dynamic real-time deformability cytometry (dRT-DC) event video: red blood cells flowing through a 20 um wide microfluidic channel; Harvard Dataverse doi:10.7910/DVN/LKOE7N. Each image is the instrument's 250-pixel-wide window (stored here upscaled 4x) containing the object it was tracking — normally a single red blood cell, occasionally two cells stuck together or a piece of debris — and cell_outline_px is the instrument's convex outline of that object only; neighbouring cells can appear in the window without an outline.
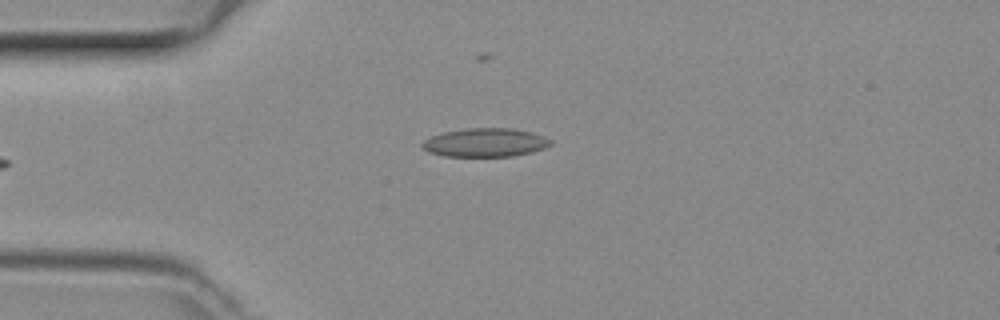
{"species": "common noctule bat (a hibernating species)", "species_latin": "Nyctalus noctula", "temperature_condition": "room temperature", "stored_images_in_passage": 39, "camera_frame_rate_fps": 3000, "um_per_image_px": 0.085, "animal": {"sex": "female", "body_mass_g": 29.2, "forearm_length_mm": 56.3}, "frame": {"image": 1, "passage_image": 2, "time_ms": 0.333, "image_size_px": [1000, 320], "cell_outline_px": [[552, 144], [544, 148], [532, 152], [512, 156], [444, 156], [428, 152], [420, 144], [424, 140], [432, 136], [444, 132], [468, 128], [512, 128], [532, 132], [544, 136], [552, 140]], "centroid_in_image_um": [41.26, 12.11], "position_along_channel_um": 43.7, "area_um2": 21.39}}
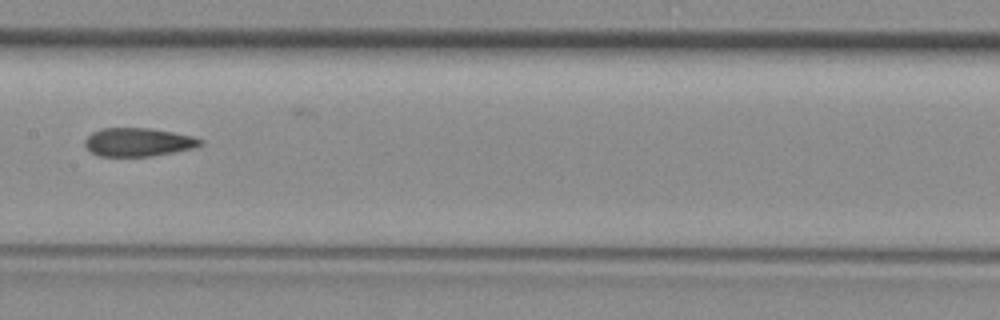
{"frame": {"image": 2, "passage_image": 14, "time_ms": 4.333, "image_size_px": [1000, 320], "cell_outline_px": [[204, 144], [192, 148], [152, 156], [100, 156], [92, 152], [84, 144], [84, 140], [92, 132], [100, 128], [148, 128], [172, 132], [192, 136], [204, 140]], "centroid_in_image_um": [11.74, 12.07], "position_along_channel_um": 195.7, "area_um2": 19.02}}
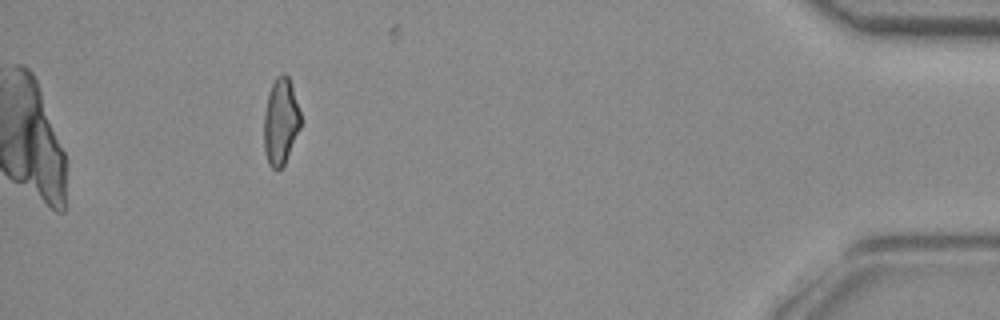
{"frame": {"image": 3, "passage_image": 34, "time_ms": 11.0, "image_size_px": [1000, 320], "cell_outline_px": [[300, 128], [284, 164], [276, 172], [268, 164], [264, 152], [264, 112], [268, 92], [276, 76], [284, 72], [288, 76], [292, 84], [300, 112]], "centroid_in_image_um": [23.84, 10.32], "position_along_channel_um": 411.4, "area_um2": 18.67}}